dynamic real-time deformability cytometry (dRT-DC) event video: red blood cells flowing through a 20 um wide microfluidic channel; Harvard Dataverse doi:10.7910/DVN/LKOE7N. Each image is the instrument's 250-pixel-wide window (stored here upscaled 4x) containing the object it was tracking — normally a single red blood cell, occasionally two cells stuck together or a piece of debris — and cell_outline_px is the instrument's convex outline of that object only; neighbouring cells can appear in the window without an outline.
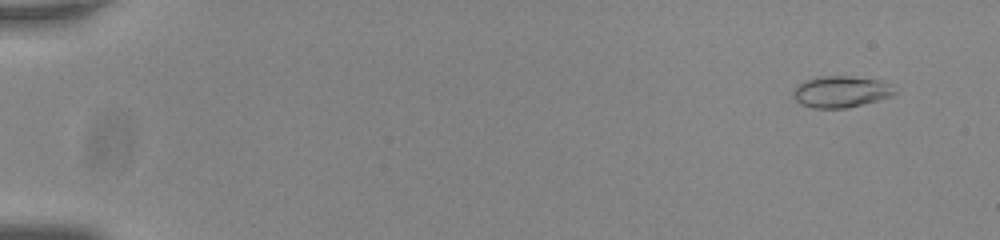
{"species": "common noctule bat (a hibernating species)", "species_latin": "Nyctalus noctula", "temperature_condition": "room temperature", "stored_images_in_passage": 57, "camera_frame_rate_fps": 3000, "um_per_image_px": 0.085, "animal": {"sex": "male", "body_mass_g": 20.0, "forearm_length_mm": 53.3}, "frame": {"image": 1, "passage_image": 5, "time_ms": 1.333, "image_size_px": [1000, 240], "cell_outline_px": [[896, 92], [892, 96], [844, 108], [812, 108], [800, 104], [796, 100], [792, 92], [796, 84], [804, 80], [816, 76], [848, 76], [880, 80], [896, 84]], "centroid_in_image_um": [71.48, 7.77], "position_along_channel_um": 13.5, "area_um2": 18.84}}
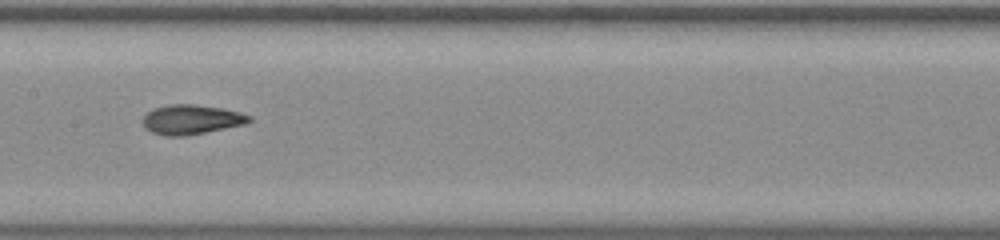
{"frame": {"image": 2, "passage_image": 31, "time_ms": 10.0, "image_size_px": [1000, 240], "cell_outline_px": [[252, 120], [244, 124], [184, 136], [164, 136], [152, 132], [144, 128], [144, 116], [152, 108], [168, 104], [192, 104], [224, 108], [240, 112], [252, 116]], "centroid_in_image_um": [16.26, 10.15], "position_along_channel_um": 191.1, "area_um2": 18.32}}
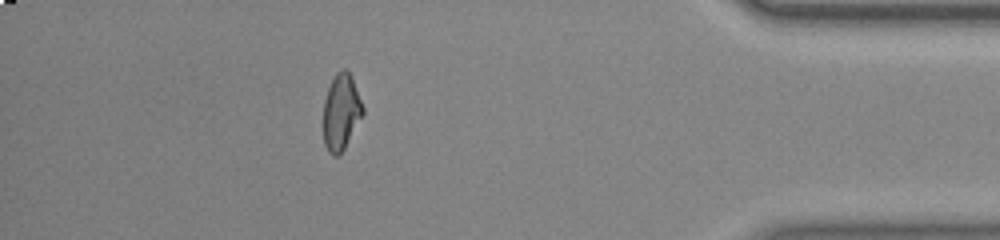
{"frame": {"image": 3, "passage_image": 51, "time_ms": 16.667, "image_size_px": [1000, 240], "cell_outline_px": [[364, 112], [344, 148], [336, 156], [332, 156], [328, 152], [324, 144], [324, 100], [328, 88], [336, 72], [344, 68], [352, 76], [364, 108]], "centroid_in_image_um": [28.99, 9.5], "position_along_channel_um": 406.2, "area_um2": 17.28}, "authors_computed_cell_mechanics": {"area_um2": 17.8602, "velocity_mm_per_s": 3.7934, "shape_relaxation_time_tau1_ms": 7.7671, "shape_relaxation_time_tau2_ms": 2.0414, "deformation_change_tau1": 0.1897, "deformation_change_tau2": 0.0743}}